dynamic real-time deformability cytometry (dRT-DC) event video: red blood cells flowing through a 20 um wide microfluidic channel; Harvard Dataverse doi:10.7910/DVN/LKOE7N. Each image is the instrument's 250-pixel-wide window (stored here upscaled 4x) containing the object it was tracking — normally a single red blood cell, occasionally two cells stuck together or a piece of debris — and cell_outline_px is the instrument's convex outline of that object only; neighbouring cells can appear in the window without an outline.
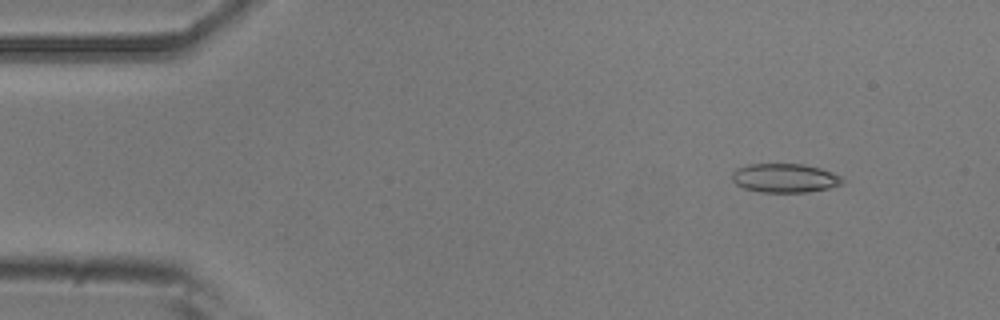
{"species": "common noctule bat (a hibernating species)", "species_latin": "Nyctalus noctula", "temperature_condition": "room temperature", "stored_images_in_passage": 53, "camera_frame_rate_fps": 3000, "um_per_image_px": 0.085, "animal": {"sex": "male", "body_mass_g": 20.5, "forearm_length_mm": 52.5}, "frame": {"image": 1, "passage_image": 6, "time_ms": 1.667, "image_size_px": [1000, 320], "cell_outline_px": [[844, 184], [828, 188], [808, 192], [760, 192], [744, 188], [736, 184], [732, 180], [732, 172], [736, 168], [748, 164], [804, 164], [820, 168], [832, 172], [840, 176], [844, 180]], "centroid_in_image_um": [66.71, 15.13], "position_along_channel_um": 18.3, "area_um2": 18.73}}
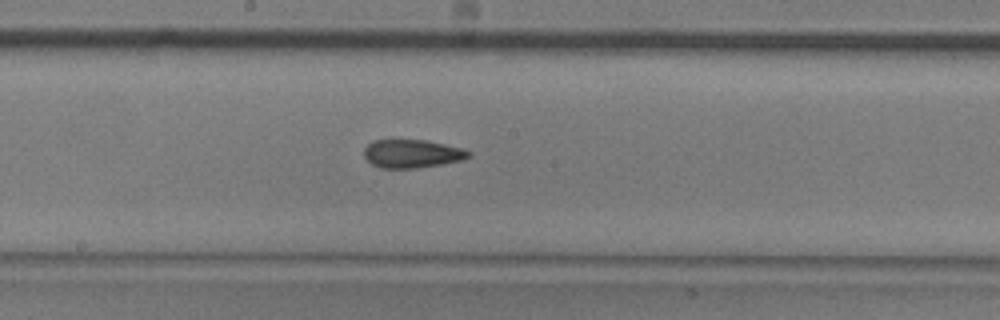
{"frame": {"image": 2, "passage_image": 28, "time_ms": 9.0, "image_size_px": [1000, 320], "cell_outline_px": [[472, 156], [464, 160], [416, 168], [380, 168], [372, 164], [364, 156], [364, 148], [372, 140], [424, 140], [444, 144], [460, 148], [472, 152]], "centroid_in_image_um": [35.03, 13.06], "position_along_channel_um": 213.2, "area_um2": 17.22}}
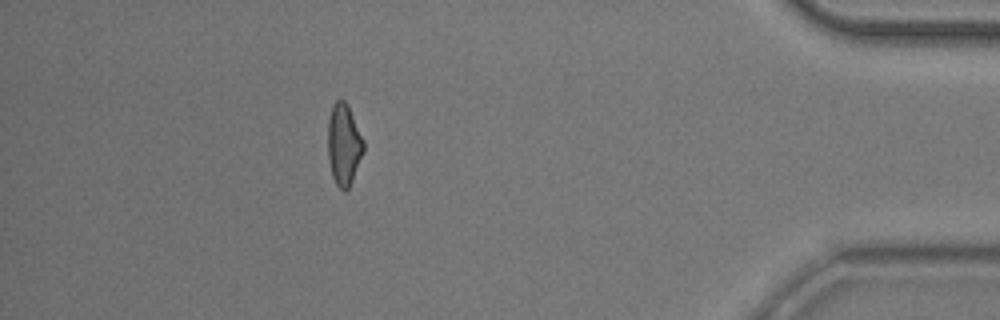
{"frame": {"image": 3, "passage_image": 47, "time_ms": 15.333, "image_size_px": [1000, 320], "cell_outline_px": [[364, 152], [352, 180], [348, 188], [344, 192], [336, 184], [332, 176], [328, 156], [328, 116], [332, 104], [336, 100], [344, 100], [348, 104], [364, 140]], "centroid_in_image_um": [29.22, 12.25], "position_along_channel_um": 406.0, "area_um2": 17.11}, "authors_computed_cell_mechanics": {"area_um2": 17.7446, "velocity_mm_per_s": 3.8382, "shape_relaxation_time_tau1_ms": null, "shape_relaxation_time_tau2_ms": 2.8826, "deformation_change_tau1": null, "deformation_change_tau2": 0.1156}}